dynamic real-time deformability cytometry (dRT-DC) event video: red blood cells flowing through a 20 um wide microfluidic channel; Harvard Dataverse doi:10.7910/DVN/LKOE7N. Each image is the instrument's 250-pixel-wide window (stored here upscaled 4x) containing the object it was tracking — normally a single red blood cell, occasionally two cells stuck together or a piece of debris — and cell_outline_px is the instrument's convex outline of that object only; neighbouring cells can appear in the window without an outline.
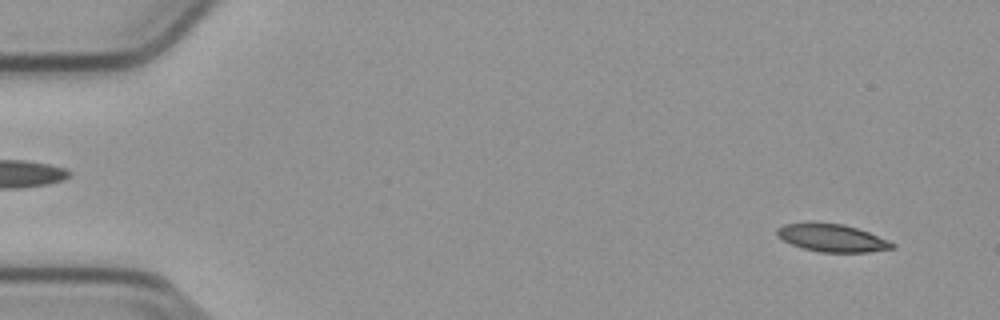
{"species": "common noctule bat (a hibernating species)", "species_latin": "Nyctalus noctula", "temperature_condition": "cold", "stored_images_in_passage": 53, "camera_frame_rate_fps": 3000, "um_per_image_px": 0.085, "animal": {"sex": "male", "body_mass_g": 23.1, "forearm_length_mm": 52.7}, "frame": {"image": 1, "passage_image": 3, "time_ms": 0.667, "image_size_px": [1000, 320], "cell_outline_px": [[896, 248], [868, 252], [820, 252], [804, 248], [792, 244], [776, 236], [776, 228], [784, 224], [844, 224], [868, 232], [888, 240], [896, 244]], "centroid_in_image_um": [70.76, 20.25], "position_along_channel_um": 14.2, "area_um2": 18.15}}
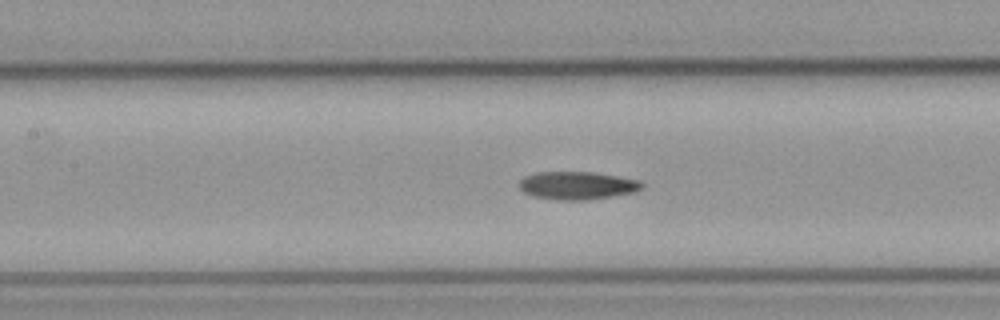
{"frame": {"image": 2, "passage_image": 24, "time_ms": 7.667, "image_size_px": [1000, 320], "cell_outline_px": [[644, 184], [636, 192], [588, 200], [556, 200], [532, 196], [524, 192], [520, 188], [520, 180], [524, 176], [536, 172], [592, 172], [640, 180]], "centroid_in_image_um": [49.05, 15.77], "position_along_channel_um": 158.3, "area_um2": 20.0}}
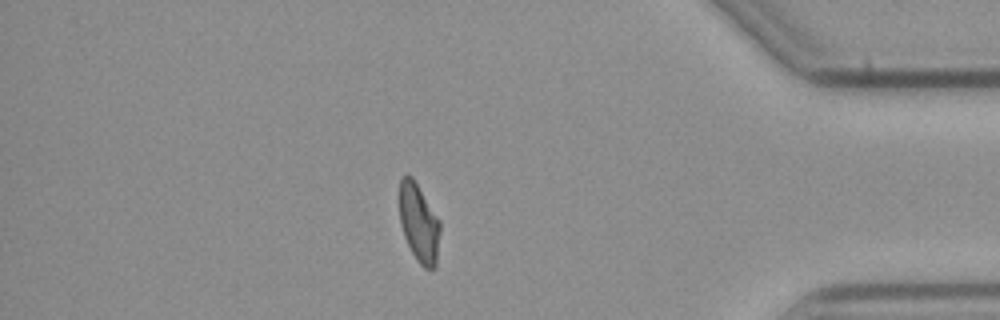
{"frame": {"image": 3, "passage_image": 46, "time_ms": 15.0, "image_size_px": [1000, 320], "cell_outline_px": [[440, 232], [436, 268], [424, 268], [416, 260], [404, 236], [400, 224], [400, 176], [412, 176], [440, 220]], "centroid_in_image_um": [35.62, 18.97], "position_along_channel_um": 399.6, "area_um2": 18.55}, "authors_computed_cell_mechanics": {"area_um2": 19.5942, "velocity_mm_per_s": 3.7889, "shape_relaxation_time_tau1_ms": null, "shape_relaxation_time_tau2_ms": 3.9503, "deformation_change_tau1": null, "deformation_change_tau2": 0.0971}}